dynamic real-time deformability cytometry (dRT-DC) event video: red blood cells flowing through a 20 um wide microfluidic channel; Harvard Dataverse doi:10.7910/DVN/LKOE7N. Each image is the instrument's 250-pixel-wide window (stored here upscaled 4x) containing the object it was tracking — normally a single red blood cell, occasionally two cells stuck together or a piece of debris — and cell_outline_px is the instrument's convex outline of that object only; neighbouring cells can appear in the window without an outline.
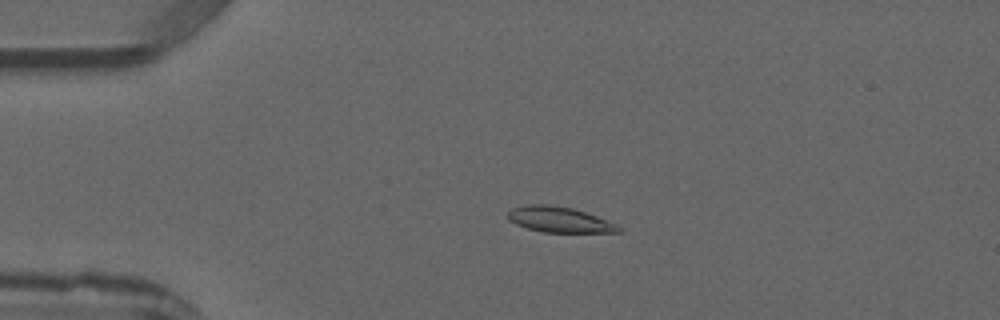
{"species": "common noctule bat (a hibernating species)", "species_latin": "Nyctalus noctula", "temperature_condition": "warm", "stored_images_in_passage": 6, "camera_frame_rate_fps": 3000, "um_per_image_px": 0.085, "animal": {"sex": "male", "forearm_length_mm": 52.5}, "frame": {"image": 1, "passage_image": 4, "time_ms": 3.333, "image_size_px": [1000, 320], "cell_outline_px": [[620, 232], [544, 232], [528, 228], [516, 224], [508, 220], [508, 212], [512, 208], [528, 204], [548, 204], [572, 208], [596, 216], [616, 224], [620, 228]], "centroid_in_image_um": [47.5, 18.66], "position_along_channel_um": 37.5, "area_um2": 16.24}}
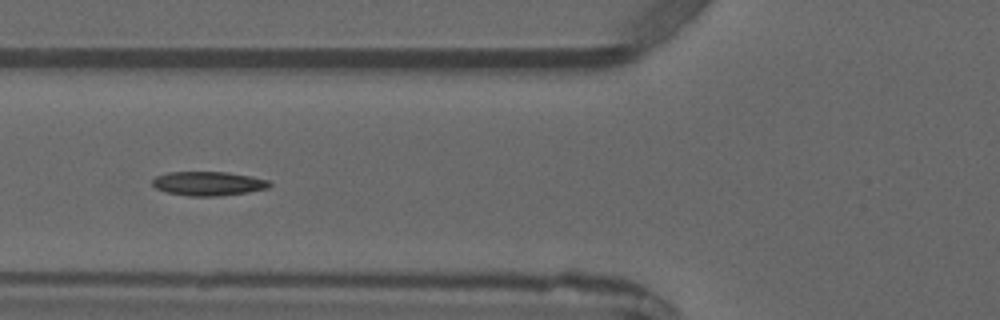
{"frame": {"image": 2, "passage_image": 6, "time_ms": 5.667, "image_size_px": [1000, 320], "cell_outline_px": [[272, 184], [268, 188], [248, 192], [220, 196], [188, 196], [168, 192], [156, 188], [152, 184], [152, 180], [156, 176], [168, 172], [228, 172], [252, 176], [268, 180]], "centroid_in_image_um": [17.72, 15.6], "position_along_channel_um": 108.1, "area_um2": 16.47}}